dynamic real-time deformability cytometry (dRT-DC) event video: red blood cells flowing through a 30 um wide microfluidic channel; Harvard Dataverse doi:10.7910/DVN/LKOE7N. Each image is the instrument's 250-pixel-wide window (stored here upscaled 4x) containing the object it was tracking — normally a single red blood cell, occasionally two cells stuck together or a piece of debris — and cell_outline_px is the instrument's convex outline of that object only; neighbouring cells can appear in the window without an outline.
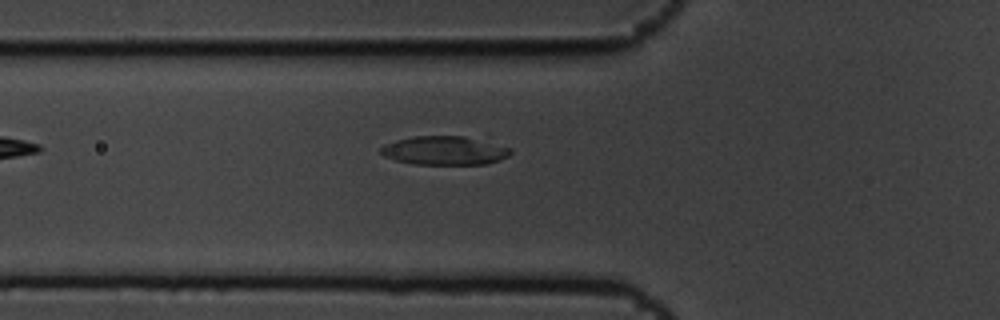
{"species": "common noctule bat (a hibernating species)", "species_latin": "Nyctalus noctula", "temperature_condition": "cold", "stored_images_in_passage": 6, "camera_frame_rate_fps": 3000, "um_per_image_px": 0.085, "animal": {"sex": "male", "body_mass_g": 19.5, "forearm_length_mm": 54.6}, "frame": {"image": 1, "passage_image": 6, "time_ms": 1.667, "image_size_px": [1000, 320], "cell_outline_px": [[512, 152], [508, 156], [500, 160], [484, 164], [416, 164], [396, 160], [384, 156], [380, 152], [380, 148], [384, 144], [396, 140], [416, 136], [488, 136], [512, 148]], "centroid_in_image_um": [37.95, 12.75], "position_along_channel_um": 87.8, "area_um2": 22.6}}